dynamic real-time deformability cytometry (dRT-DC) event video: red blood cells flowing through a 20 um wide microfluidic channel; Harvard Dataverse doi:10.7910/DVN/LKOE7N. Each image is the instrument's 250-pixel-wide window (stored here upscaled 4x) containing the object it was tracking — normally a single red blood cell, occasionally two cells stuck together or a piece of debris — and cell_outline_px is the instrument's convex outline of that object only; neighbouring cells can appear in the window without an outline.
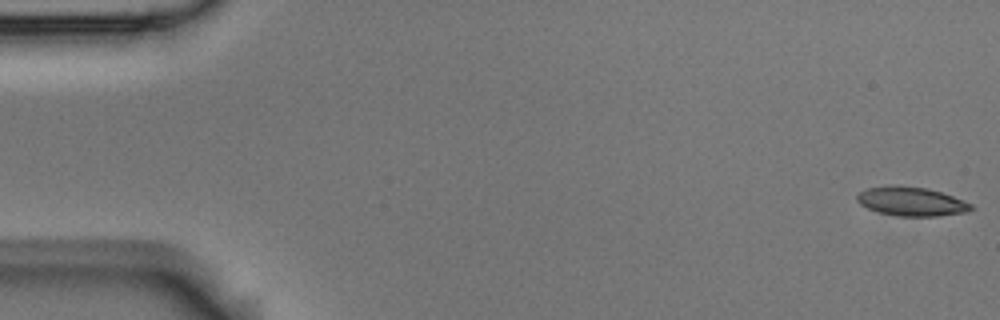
{"species": "Egyptian fruit bat (a non-hibernating species)", "species_latin": "Rousettus aegyptiacus", "temperature_condition": "room temperature", "stored_images_in_passage": 54, "camera_frame_rate_fps": 3000, "um_per_image_px": 0.085, "animal": {"sex": "male"}, "frame": {"image": 1, "passage_image": 1, "time_ms": 0.0, "image_size_px": [1000, 320], "cell_outline_px": [[976, 208], [968, 212], [936, 216], [896, 216], [880, 212], [868, 208], [860, 204], [856, 200], [856, 196], [860, 192], [868, 188], [884, 184], [896, 184], [928, 188], [964, 200], [972, 204]], "centroid_in_image_um": [77.47, 17.1], "position_along_channel_um": 7.5, "area_um2": 19.59}}
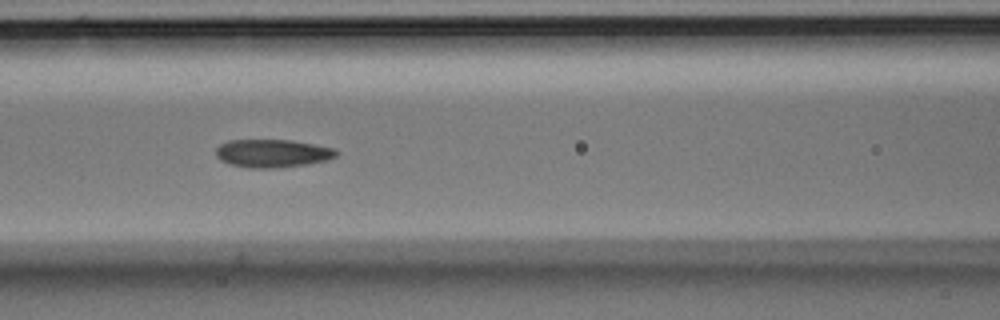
{"frame": {"image": 2, "passage_image": 23, "time_ms": 7.333, "image_size_px": [1000, 320], "cell_outline_px": [[340, 152], [336, 156], [324, 160], [304, 164], [276, 168], [248, 168], [232, 164], [220, 160], [216, 156], [216, 148], [220, 144], [228, 140], [292, 140], [336, 148]], "centroid_in_image_um": [23.15, 13.02], "position_along_channel_um": 143.4, "area_um2": 19.65}}
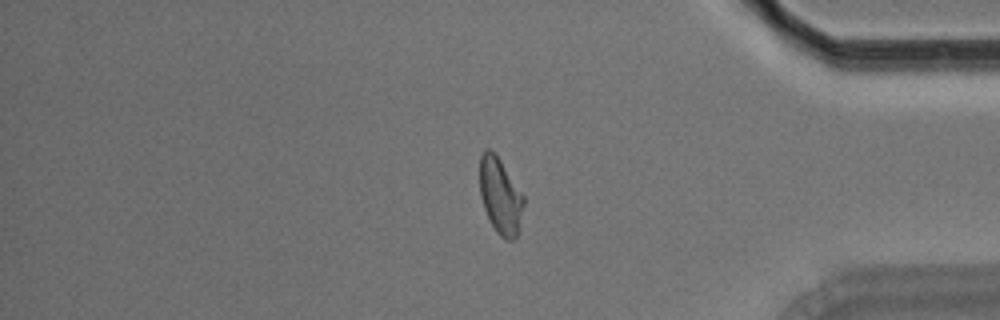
{"frame": {"image": 3, "passage_image": 45, "time_ms": 14.667, "image_size_px": [1000, 320], "cell_outline_px": [[524, 204], [516, 236], [512, 240], [504, 240], [496, 232], [484, 208], [480, 196], [480, 156], [484, 148], [488, 148], [500, 160], [524, 196]], "centroid_in_image_um": [42.51, 16.66], "position_along_channel_um": 392.7, "area_um2": 19.13}, "authors_computed_cell_mechanics": {"area_um2": 19.652, "velocity_mm_per_s": 3.7365, "shape_relaxation_time_tau1_ms": 9.6088, "shape_relaxation_time_tau2_ms": 2.12, "deformation_change_tau1": 0.2048, "deformation_change_tau2": 0.076}}